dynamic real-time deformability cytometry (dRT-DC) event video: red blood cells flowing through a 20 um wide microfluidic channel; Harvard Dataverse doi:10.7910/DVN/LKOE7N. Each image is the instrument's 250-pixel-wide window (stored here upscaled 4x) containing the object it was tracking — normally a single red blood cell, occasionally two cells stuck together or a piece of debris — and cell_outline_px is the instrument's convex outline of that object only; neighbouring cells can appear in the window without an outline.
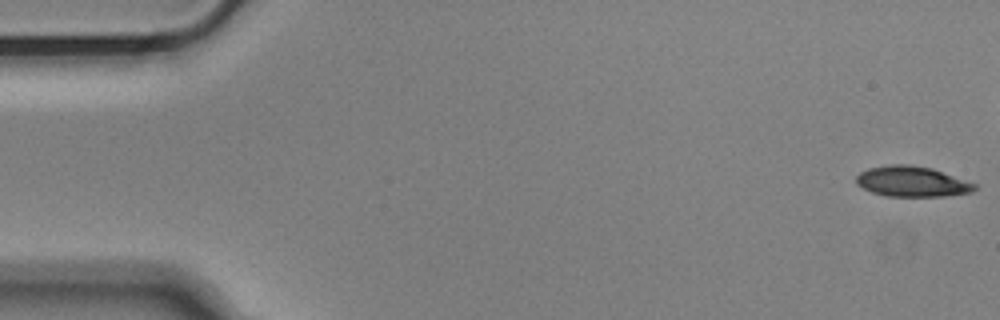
{"species": "Egyptian fruit bat (a non-hibernating species)", "species_latin": "Rousettus aegyptiacus", "temperature_condition": "cold", "stored_images_in_passage": 47, "camera_frame_rate_fps": 3000, "um_per_image_px": 0.085, "animal": {"sex": "male"}, "frame": {"image": 1, "passage_image": 1, "time_ms": 0.0, "image_size_px": [1000, 320], "cell_outline_px": [[976, 188], [972, 192], [944, 196], [888, 196], [872, 192], [856, 184], [856, 176], [860, 172], [868, 168], [892, 164], [908, 164], [932, 168], [976, 184]], "centroid_in_image_um": [77.5, 15.42], "position_along_channel_um": 7.5, "area_um2": 20.87}}
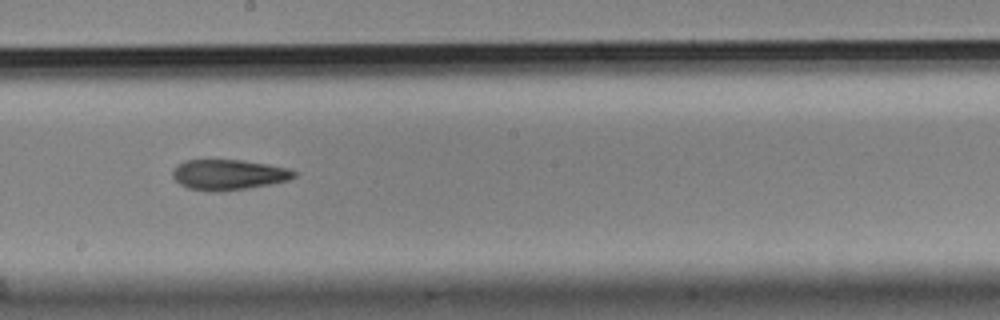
{"frame": {"image": 2, "passage_image": 30, "time_ms": 9.667, "image_size_px": [1000, 320], "cell_outline_px": [[296, 176], [288, 180], [248, 188], [220, 192], [212, 192], [188, 188], [180, 184], [172, 176], [172, 168], [176, 164], [184, 160], [240, 160], [268, 164], [288, 168], [296, 172]], "centroid_in_image_um": [19.38, 14.85], "position_along_channel_um": 228.8, "area_um2": 21.62}}
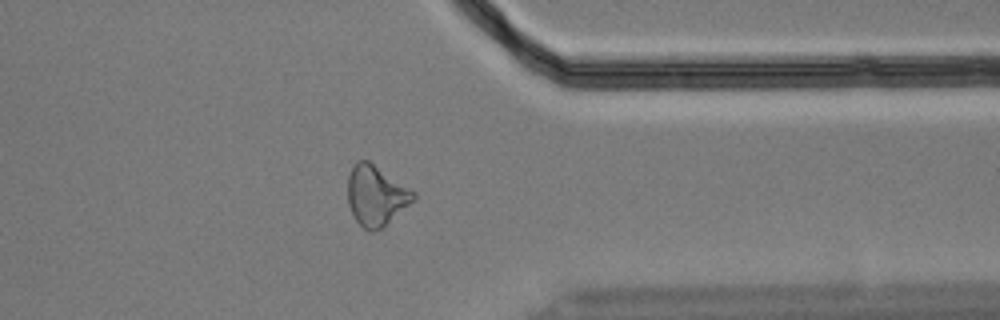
{"frame": {"image": 3, "passage_image": 43, "time_ms": 14.0, "image_size_px": [1000, 320], "cell_outline_px": [[416, 196], [408, 204], [380, 228], [372, 232], [368, 232], [356, 220], [348, 204], [348, 176], [356, 160], [368, 160], [416, 192]], "centroid_in_image_um": [31.93, 16.59], "position_along_channel_um": 379.5, "area_um2": 22.48}}